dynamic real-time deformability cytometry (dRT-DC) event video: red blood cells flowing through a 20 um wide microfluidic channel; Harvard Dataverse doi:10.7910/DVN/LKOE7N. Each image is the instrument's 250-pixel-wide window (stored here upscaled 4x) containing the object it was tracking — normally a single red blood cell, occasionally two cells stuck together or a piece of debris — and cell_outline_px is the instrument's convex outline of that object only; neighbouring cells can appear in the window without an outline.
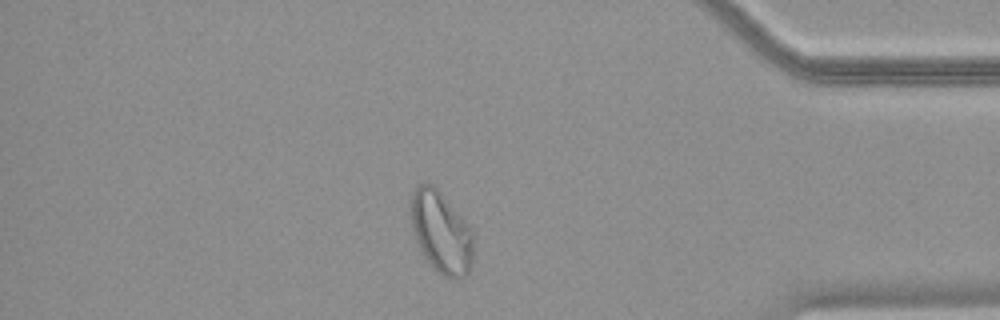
{"species": "common noctule bat (a hibernating species)", "species_latin": "Nyctalus noctula", "temperature_condition": "warm", "stored_images_in_passage": 50, "camera_frame_rate_fps": 3000, "um_per_image_px": 0.085, "animal": {"sex": "female", "body_mass_g": 18.4}, "frame": {"image": 1, "passage_image": 43, "time_ms": 14.0, "image_size_px": [1000, 320], "cell_outline_px": [[472, 264], [468, 276], [460, 280], [456, 280], [444, 276], [432, 268], [424, 256], [416, 240], [408, 216], [408, 200], [412, 192], [420, 184], [432, 184], [440, 192], [472, 228]], "centroid_in_image_um": [37.46, 19.76], "position_along_channel_um": 397.7, "area_um2": 30.4}}